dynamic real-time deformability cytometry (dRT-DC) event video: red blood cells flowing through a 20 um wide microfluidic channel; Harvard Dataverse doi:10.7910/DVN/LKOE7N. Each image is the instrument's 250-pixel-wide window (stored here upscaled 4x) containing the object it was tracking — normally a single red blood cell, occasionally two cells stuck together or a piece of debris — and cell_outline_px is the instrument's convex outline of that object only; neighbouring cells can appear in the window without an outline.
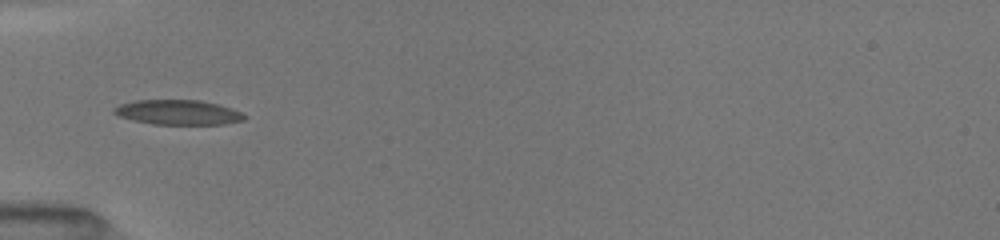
{"species": "common noctule bat (a hibernating species)", "species_latin": "Nyctalus noctula", "temperature_condition": "room temperature", "stored_images_in_passage": 44, "camera_frame_rate_fps": 3000, "um_per_image_px": 0.085, "animal": {"sex": "female", "body_mass_g": 19.5, "forearm_length_mm": 54.1}, "frame": {"image": 1, "passage_image": 1, "time_ms": 0.0, "image_size_px": [1000, 240], "cell_outline_px": [[248, 116], [244, 120], [224, 124], [152, 124], [120, 116], [112, 112], [112, 108], [120, 104], [136, 100], [200, 100], [220, 104], [232, 108]], "centroid_in_image_um": [15.17, 9.54], "position_along_channel_um": 69.8, "area_um2": 18.84}}
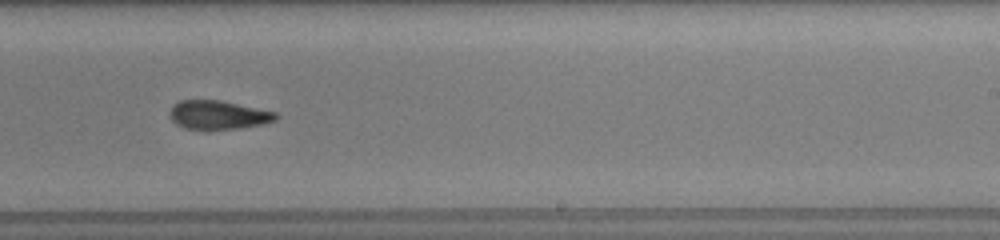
{"frame": {"image": 2, "passage_image": 19, "time_ms": 5.0, "image_size_px": [1000, 240], "cell_outline_px": [[280, 116], [276, 120], [260, 124], [240, 128], [208, 132], [184, 128], [176, 124], [172, 120], [168, 112], [172, 104], [180, 100], [220, 100], [276, 112]], "centroid_in_image_um": [18.5, 9.8], "position_along_channel_um": 270.5, "area_um2": 18.38}}
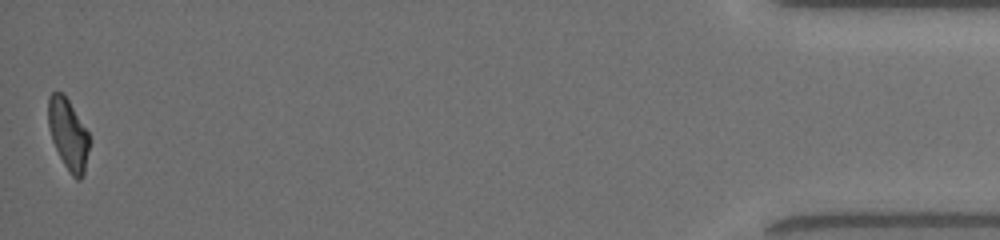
{"frame": {"image": 3, "passage_image": 43, "time_ms": 11.0, "image_size_px": [1000, 240], "cell_outline_px": [[88, 148], [84, 176], [80, 180], [76, 180], [68, 172], [52, 140], [48, 128], [48, 96], [52, 92], [64, 92], [88, 132]], "centroid_in_image_um": [5.78, 11.4], "position_along_channel_um": 429.4, "area_um2": 16.99}, "authors_computed_cell_mechanics": {"area_um2": 18.4382, "velocity_mm_per_s": 4.0368, "shape_relaxation_time_tau1_ms": 4.4159, "shape_relaxation_time_tau2_ms": 2.5866, "deformation_change_tau1": 0.1584, "deformation_change_tau2": 0.083}}